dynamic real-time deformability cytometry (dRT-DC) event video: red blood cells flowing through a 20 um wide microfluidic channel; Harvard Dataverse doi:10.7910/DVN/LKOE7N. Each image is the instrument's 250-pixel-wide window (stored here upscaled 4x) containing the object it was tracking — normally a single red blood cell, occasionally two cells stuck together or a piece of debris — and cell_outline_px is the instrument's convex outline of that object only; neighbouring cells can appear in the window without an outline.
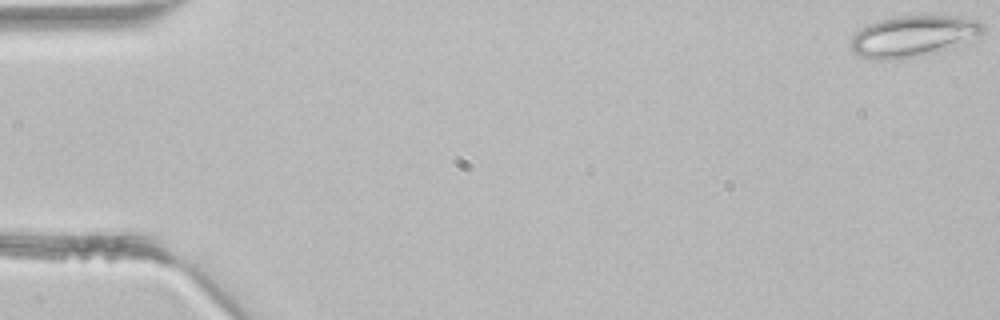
{"species": "common noctule bat (a hibernating species)", "species_latin": "Nyctalus noctula", "temperature_condition": "room temperature", "stored_images_in_passage": 4, "camera_frame_rate_fps": 3000, "um_per_image_px": 0.085, "animal": {"sex": "male", "body_mass_g": 21.5, "forearm_length_mm": 52.0}, "frame": {"image": 1, "passage_image": 1, "time_ms": 0.0, "image_size_px": [1000, 320], "cell_outline_px": [[984, 28], [980, 32], [936, 48], [908, 56], [892, 60], [876, 60], [860, 56], [848, 44], [852, 36], [860, 28], [868, 24], [880, 20], [896, 16], [948, 16], [980, 20], [984, 24]], "centroid_in_image_um": [77.39, 3.02], "position_along_channel_um": 7.6, "area_um2": 29.48}}